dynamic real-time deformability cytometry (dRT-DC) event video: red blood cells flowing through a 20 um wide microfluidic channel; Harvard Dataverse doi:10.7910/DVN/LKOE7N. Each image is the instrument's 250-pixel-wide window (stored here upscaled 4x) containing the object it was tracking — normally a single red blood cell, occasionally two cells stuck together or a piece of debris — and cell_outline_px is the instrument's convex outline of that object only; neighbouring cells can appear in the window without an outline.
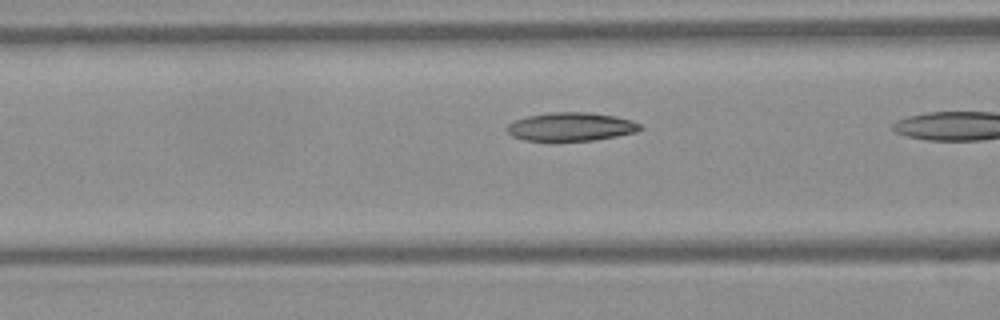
{"species": "Egyptian fruit bat (a non-hibernating species)", "species_latin": "Rousettus aegyptiacus", "temperature_condition": "warm", "stored_images_in_passage": 10, "camera_frame_rate_fps": 3000, "um_per_image_px": 0.085, "frame": {"image": 1, "passage_image": 9, "time_ms": 2.667, "image_size_px": [1000, 320], "cell_outline_px": [[644, 128], [636, 132], [616, 136], [592, 140], [524, 140], [512, 136], [504, 128], [508, 124], [516, 120], [528, 116], [552, 112], [588, 112], [616, 116], [632, 120], [640, 124]], "centroid_in_image_um": [48.55, 10.76], "position_along_channel_um": 118.1, "area_um2": 21.96}}